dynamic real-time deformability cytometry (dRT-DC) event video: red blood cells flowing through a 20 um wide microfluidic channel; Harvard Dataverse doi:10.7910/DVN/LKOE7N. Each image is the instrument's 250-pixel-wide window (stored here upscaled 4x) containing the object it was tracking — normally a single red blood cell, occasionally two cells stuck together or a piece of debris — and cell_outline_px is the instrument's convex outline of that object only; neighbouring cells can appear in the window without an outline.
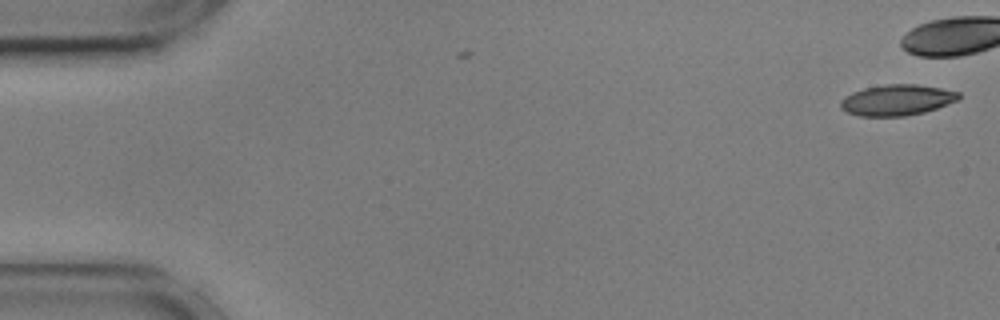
{"species": "common noctule bat (a hibernating species)", "species_latin": "Nyctalus noctula", "temperature_condition": "cold", "stored_images_in_passage": 4, "camera_frame_rate_fps": 3000, "um_per_image_px": 0.085, "animal": {"sex": "male", "body_mass_g": 17.9, "forearm_length_mm": 54.2}, "frame": {"image": 1, "passage_image": 1, "time_ms": 0.0, "image_size_px": [1000, 320], "cell_outline_px": [[960, 100], [924, 112], [904, 116], [860, 116], [848, 112], [840, 108], [840, 100], [844, 96], [852, 92], [864, 88], [884, 84], [916, 84], [940, 88], [960, 92]], "centroid_in_image_um": [76.23, 8.5], "position_along_channel_um": 8.8, "area_um2": 21.33}}